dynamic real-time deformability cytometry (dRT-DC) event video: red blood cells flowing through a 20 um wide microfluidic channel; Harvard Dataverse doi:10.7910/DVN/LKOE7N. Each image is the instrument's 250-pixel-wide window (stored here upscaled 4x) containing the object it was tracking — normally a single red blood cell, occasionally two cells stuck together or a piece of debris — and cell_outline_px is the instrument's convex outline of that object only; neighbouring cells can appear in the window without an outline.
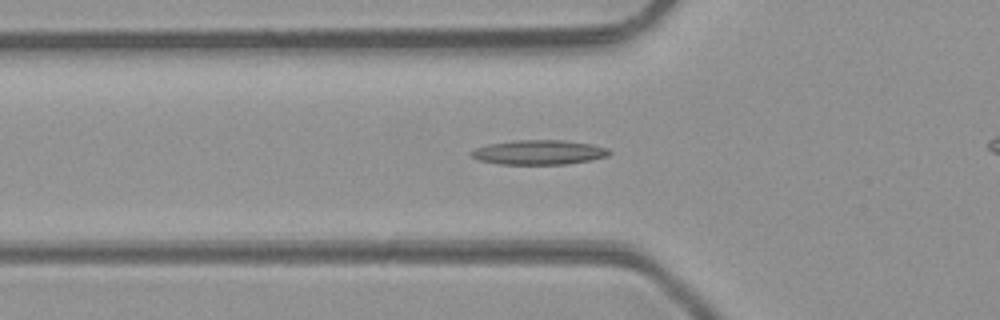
{"species": "common noctule bat (a hibernating species)", "species_latin": "Nyctalus noctula", "temperature_condition": "room temperature", "stored_images_in_passage": 38, "camera_frame_rate_fps": 3000, "um_per_image_px": 0.085, "animal": {"sex": "male", "body_mass_g": 23.1, "forearm_length_mm": 52.7}, "frame": {"image": 1, "passage_image": 13, "time_ms": 4.0, "image_size_px": [1000, 320], "cell_outline_px": [[612, 152], [608, 156], [592, 160], [568, 164], [500, 164], [476, 160], [472, 156], [472, 152], [476, 148], [488, 144], [516, 140], [564, 140], [592, 144], [608, 148]], "centroid_in_image_um": [45.85, 12.95], "position_along_channel_um": 79.9, "area_um2": 19.83}}
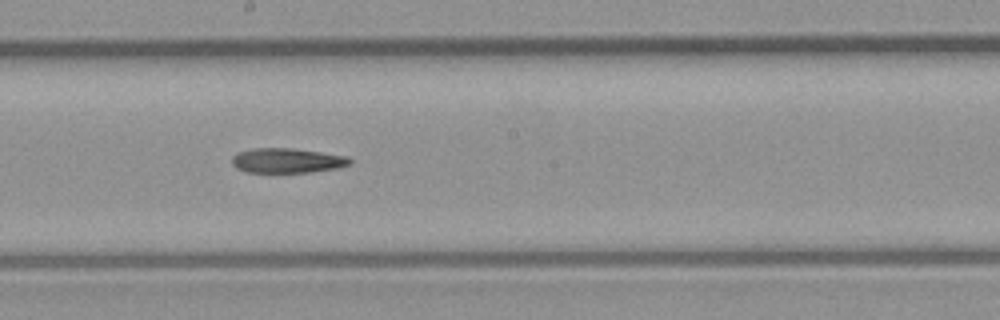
{"frame": {"image": 2, "passage_image": 23, "time_ms": 7.333, "image_size_px": [1000, 320], "cell_outline_px": [[352, 164], [336, 168], [308, 172], [248, 172], [236, 168], [232, 164], [232, 156], [236, 152], [252, 148], [292, 148], [348, 156], [352, 160]], "centroid_in_image_um": [24.39, 13.64], "position_along_channel_um": 223.8, "area_um2": 17.05}}
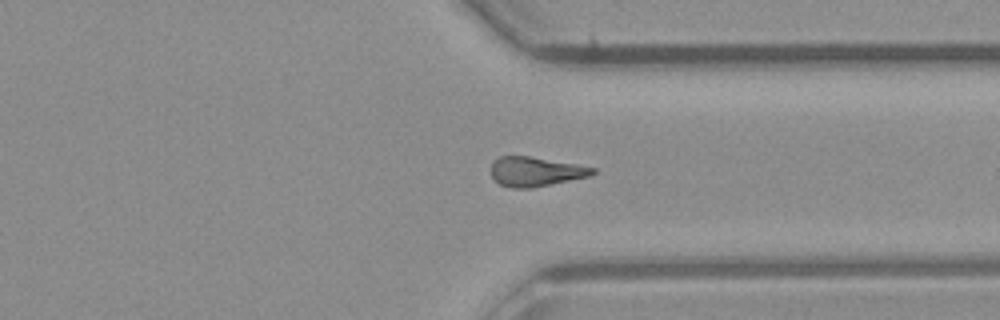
{"frame": {"image": 3, "passage_image": 33, "time_ms": 10.667, "image_size_px": [1000, 320], "cell_outline_px": [[596, 172], [592, 176], [532, 188], [512, 188], [500, 184], [492, 176], [492, 160], [500, 156], [528, 156], [576, 164], [596, 168]], "centroid_in_image_um": [45.55, 14.59], "position_along_channel_um": 365.9, "area_um2": 17.46}}